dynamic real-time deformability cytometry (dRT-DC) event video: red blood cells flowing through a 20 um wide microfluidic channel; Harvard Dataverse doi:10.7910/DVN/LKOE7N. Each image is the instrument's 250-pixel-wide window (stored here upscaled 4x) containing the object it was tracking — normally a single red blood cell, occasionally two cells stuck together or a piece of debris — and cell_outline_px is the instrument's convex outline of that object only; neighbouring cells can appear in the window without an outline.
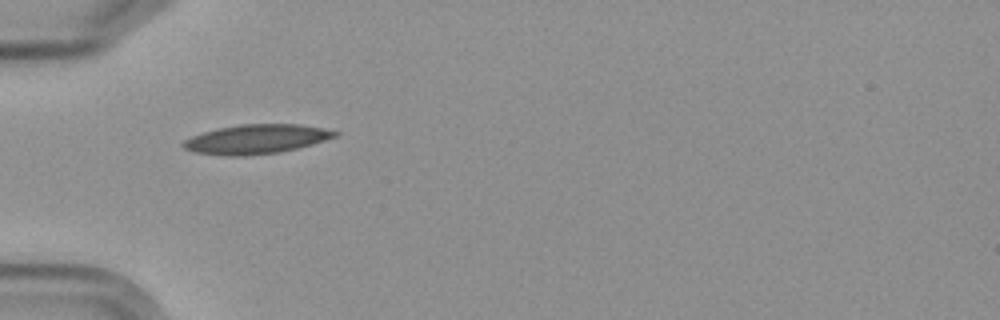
{"species": "Egyptian fruit bat (a non-hibernating species)", "species_latin": "Rousettus aegyptiacus", "temperature_condition": "cold", "stored_images_in_passage": 1, "camera_frame_rate_fps": 3000, "um_per_image_px": 0.085, "frame": {"image": 1, "passage_image": 1, "time_ms": 0.0, "image_size_px": [1000, 320], "cell_outline_px": [[340, 136], [312, 144], [280, 152], [244, 156], [228, 156], [192, 152], [184, 148], [180, 144], [184, 140], [192, 136], [204, 132], [220, 128], [240, 124], [300, 124], [340, 132]], "centroid_in_image_um": [21.78, 11.83], "position_along_channel_um": 63.2, "area_um2": 25.89}}